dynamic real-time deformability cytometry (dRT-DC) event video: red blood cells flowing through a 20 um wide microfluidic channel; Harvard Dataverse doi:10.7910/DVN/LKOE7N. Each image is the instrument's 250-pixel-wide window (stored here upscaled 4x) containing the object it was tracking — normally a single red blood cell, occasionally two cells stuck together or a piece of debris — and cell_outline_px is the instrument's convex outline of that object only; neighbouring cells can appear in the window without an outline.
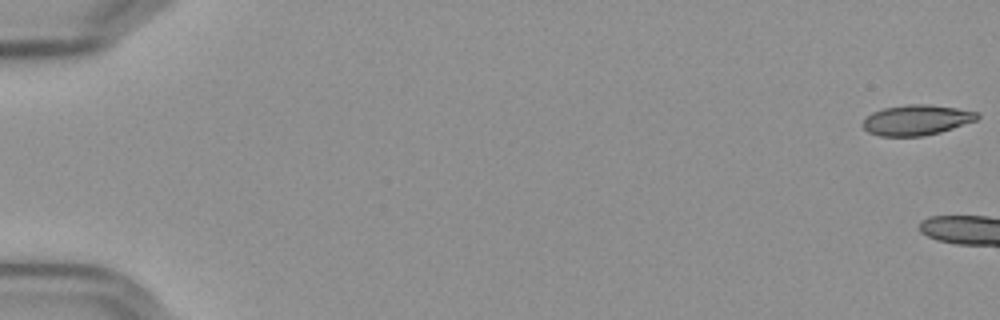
{"species": "Egyptian fruit bat (a non-hibernating species)", "species_latin": "Rousettus aegyptiacus", "temperature_condition": "cold", "stored_images_in_passage": 8, "camera_frame_rate_fps": 3000, "um_per_image_px": 0.085, "frame": {"image": 1, "passage_image": 1, "time_ms": 0.0, "image_size_px": [1000, 320], "cell_outline_px": [[980, 116], [976, 120], [940, 132], [920, 136], [880, 136], [868, 132], [860, 124], [872, 112], [884, 108], [908, 104], [928, 104], [956, 108], [980, 112]], "centroid_in_image_um": [77.9, 10.19], "position_along_channel_um": 7.1, "area_um2": 20.17}}